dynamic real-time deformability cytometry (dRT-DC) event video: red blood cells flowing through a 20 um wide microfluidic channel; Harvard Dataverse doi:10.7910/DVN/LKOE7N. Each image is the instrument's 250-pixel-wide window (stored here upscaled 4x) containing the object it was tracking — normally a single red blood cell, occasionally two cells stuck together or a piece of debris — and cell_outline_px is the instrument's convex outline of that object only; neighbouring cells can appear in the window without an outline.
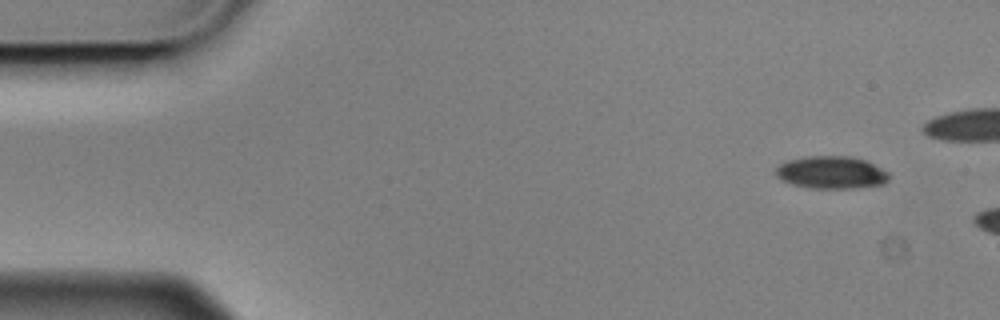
{"species": "Egyptian fruit bat (a non-hibernating species)", "species_latin": "Rousettus aegyptiacus", "temperature_condition": "cold", "stored_images_in_passage": 3, "camera_frame_rate_fps": 3000, "um_per_image_px": 0.085, "animal": {"sex": "male"}, "frame": {"image": 1, "passage_image": 1, "time_ms": 0.0, "image_size_px": [1000, 320], "cell_outline_px": [[888, 180], [884, 184], [852, 188], [808, 188], [792, 184], [776, 176], [776, 168], [780, 164], [788, 160], [808, 156], [852, 156], [868, 160], [888, 172]], "centroid_in_image_um": [70.69, 14.65], "position_along_channel_um": 14.3, "area_um2": 21.5}}